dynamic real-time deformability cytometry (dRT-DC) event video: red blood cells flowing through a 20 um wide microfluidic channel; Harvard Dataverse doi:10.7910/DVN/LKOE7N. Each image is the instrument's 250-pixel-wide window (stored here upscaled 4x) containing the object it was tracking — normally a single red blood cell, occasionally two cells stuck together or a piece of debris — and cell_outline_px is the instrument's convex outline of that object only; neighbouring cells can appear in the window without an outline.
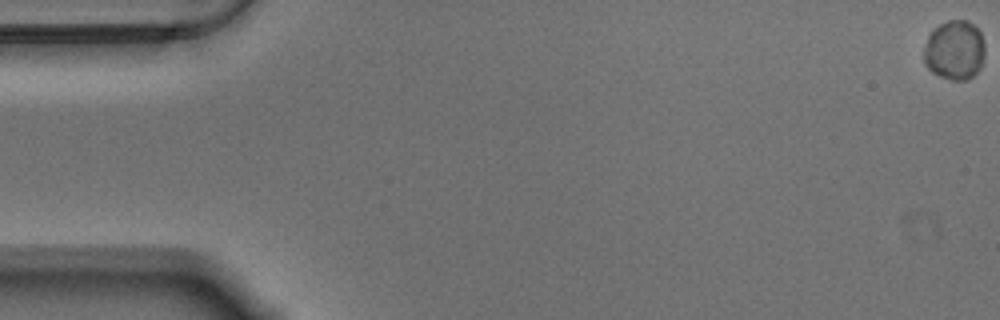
{"species": "Egyptian fruit bat (a non-hibernating species)", "species_latin": "Rousettus aegyptiacus", "temperature_condition": "warm", "stored_images_in_passage": 59, "camera_frame_rate_fps": 3000, "um_per_image_px": 0.085, "animal": {"sex": "male"}, "frame": {"image": 1, "passage_image": 1, "time_ms": 0.0, "image_size_px": [1000, 320], "cell_outline_px": [[984, 56], [980, 68], [968, 80], [952, 80], [940, 76], [932, 72], [924, 64], [924, 48], [928, 36], [932, 28], [948, 20], [968, 20], [980, 32], [984, 44]], "centroid_in_image_um": [81.12, 4.26], "position_along_channel_um": 3.9, "area_um2": 21.27}}
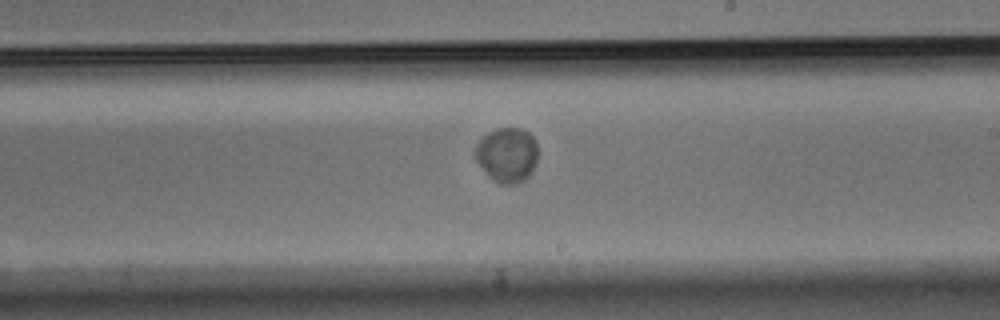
{"frame": {"image": 2, "passage_image": 35, "time_ms": 11.333, "image_size_px": [1000, 320], "cell_outline_px": [[536, 160], [528, 176], [524, 180], [516, 184], [500, 184], [476, 160], [476, 144], [488, 132], [496, 128], [520, 128], [528, 132], [536, 140]], "centroid_in_image_um": [43.12, 13.13], "position_along_channel_um": 245.9, "area_um2": 19.42}}
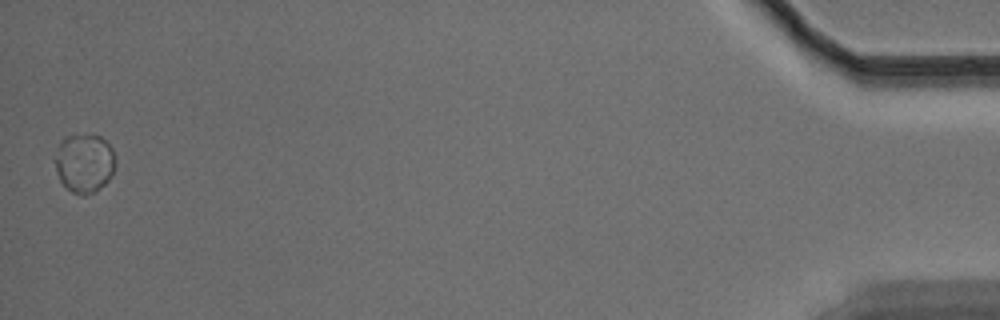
{"frame": {"image": 3, "passage_image": 59, "time_ms": 19.333, "image_size_px": [1000, 320], "cell_outline_px": [[116, 164], [112, 176], [100, 188], [84, 196], [80, 196], [72, 192], [60, 180], [56, 172], [56, 160], [60, 140], [64, 136], [100, 136], [112, 148], [116, 156]], "centroid_in_image_um": [7.2, 13.88], "position_along_channel_um": 428.0, "area_um2": 20.58}}